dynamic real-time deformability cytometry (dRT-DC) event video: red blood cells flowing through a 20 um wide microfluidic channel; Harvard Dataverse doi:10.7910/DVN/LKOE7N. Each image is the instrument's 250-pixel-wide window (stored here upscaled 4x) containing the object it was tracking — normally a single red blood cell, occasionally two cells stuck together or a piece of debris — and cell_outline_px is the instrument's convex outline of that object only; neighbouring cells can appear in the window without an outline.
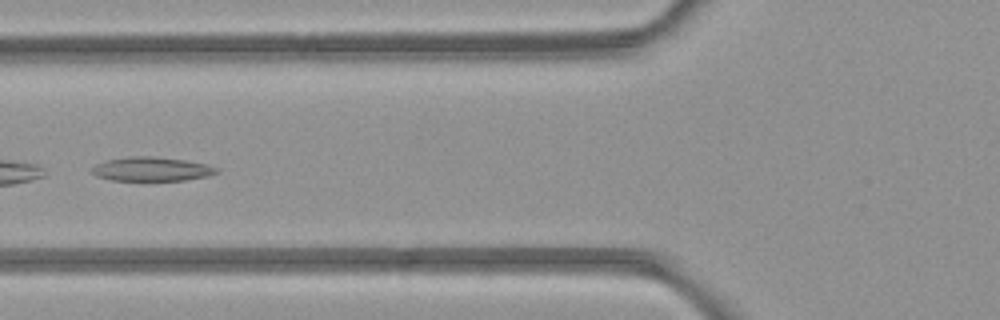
{"species": "common noctule bat (a hibernating species)", "species_latin": "Nyctalus noctula", "temperature_condition": "room temperature", "stored_images_in_passage": 7, "camera_frame_rate_fps": 3000, "um_per_image_px": 0.085, "animal": {"sex": "female", "body_mass_g": 21.9}, "frame": {"image": 1, "passage_image": 6, "time_ms": 6.0, "image_size_px": [1000, 320], "cell_outline_px": [[220, 172], [208, 176], [184, 180], [112, 180], [96, 176], [92, 172], [92, 168], [96, 164], [104, 160], [128, 156], [152, 156], [184, 160], [208, 164], [220, 168]], "centroid_in_image_um": [12.92, 14.36], "position_along_channel_um": 112.9, "area_um2": 17.57}}
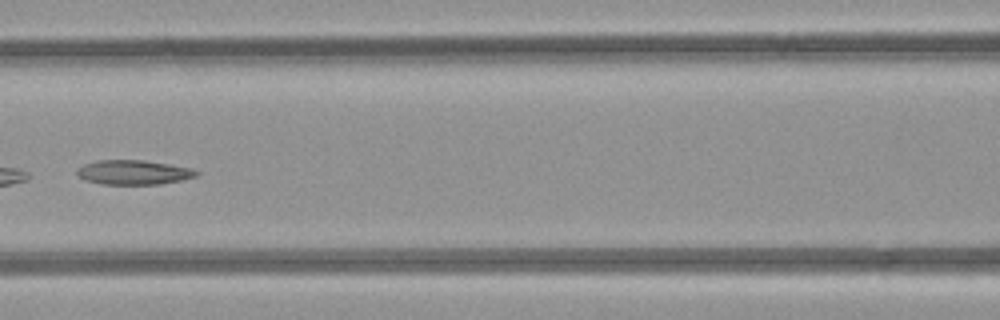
{"frame": {"image": 2, "passage_image": 7, "time_ms": 7.0, "image_size_px": [1000, 320], "cell_outline_px": [[200, 172], [196, 176], [180, 180], [160, 184], [100, 184], [84, 180], [76, 176], [76, 168], [84, 164], [96, 160], [144, 160], [192, 168]], "centroid_in_image_um": [11.29, 14.65], "position_along_channel_um": 155.3, "area_um2": 17.17}}